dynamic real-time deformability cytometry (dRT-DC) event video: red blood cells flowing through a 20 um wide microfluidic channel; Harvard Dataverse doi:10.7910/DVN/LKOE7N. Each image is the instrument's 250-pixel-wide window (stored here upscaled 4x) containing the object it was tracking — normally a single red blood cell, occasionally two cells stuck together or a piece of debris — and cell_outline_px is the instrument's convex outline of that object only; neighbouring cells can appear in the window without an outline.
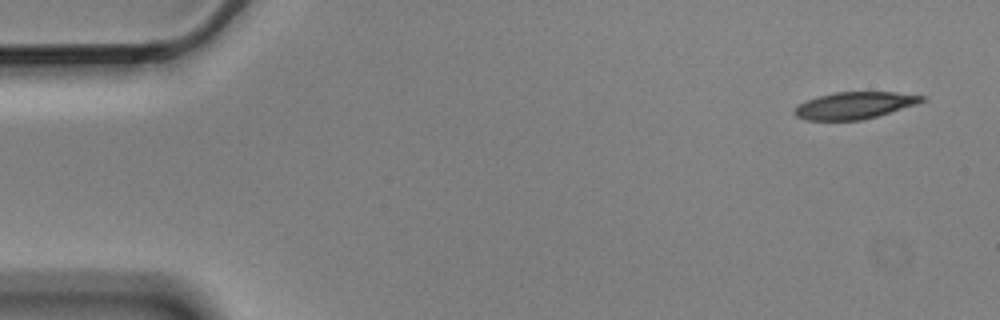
{"species": "Egyptian fruit bat (a non-hibernating species)", "species_latin": "Rousettus aegyptiacus", "temperature_condition": "cold", "stored_images_in_passage": 4, "camera_frame_rate_fps": 3000, "um_per_image_px": 0.085, "animal": {"sex": "male"}, "frame": {"image": 1, "passage_image": 1, "time_ms": 0.0, "image_size_px": [1000, 320], "cell_outline_px": [[928, 100], [916, 104], [876, 116], [860, 120], [808, 120], [796, 116], [792, 112], [800, 104], [808, 100], [820, 96], [836, 92], [896, 92], [924, 96]], "centroid_in_image_um": [72.66, 8.95], "position_along_channel_um": 12.3, "area_um2": 19.65}}
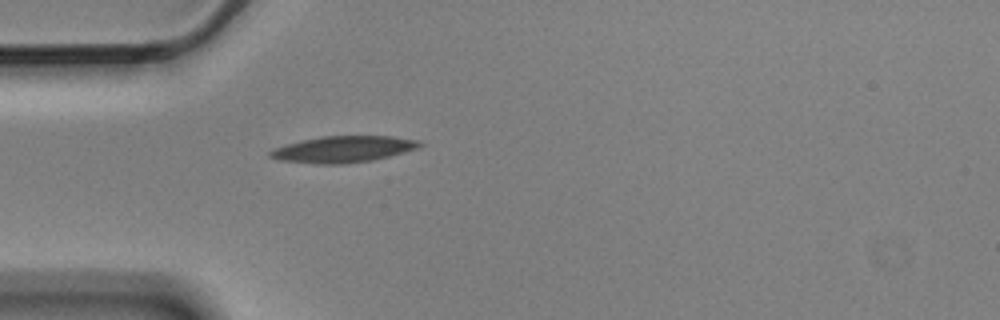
{"frame": {"image": 2, "passage_image": 4, "time_ms": 1.0, "image_size_px": [1000, 320], "cell_outline_px": [[424, 144], [420, 148], [372, 160], [344, 164], [316, 164], [280, 160], [268, 156], [268, 152], [276, 148], [288, 144], [320, 136], [392, 136], [420, 140]], "centroid_in_image_um": [29.22, 12.68], "position_along_channel_um": 55.8, "area_um2": 22.95}}